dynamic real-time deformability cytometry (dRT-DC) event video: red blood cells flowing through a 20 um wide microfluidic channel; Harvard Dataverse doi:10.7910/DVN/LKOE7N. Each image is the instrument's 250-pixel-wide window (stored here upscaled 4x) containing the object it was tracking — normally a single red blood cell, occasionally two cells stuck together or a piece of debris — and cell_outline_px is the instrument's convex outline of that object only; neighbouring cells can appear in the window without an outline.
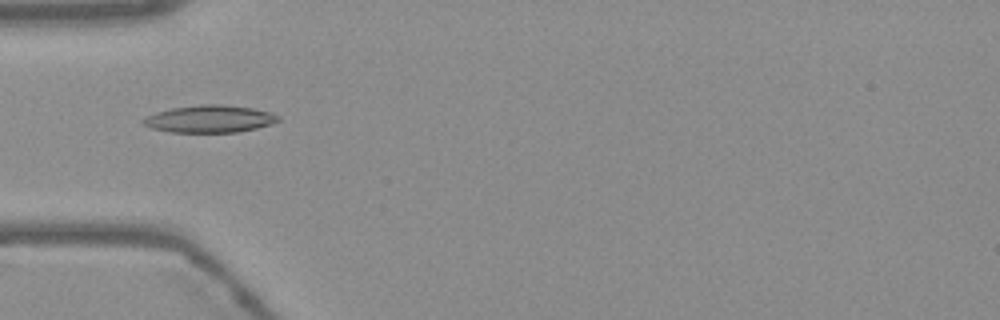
{"species": "Egyptian fruit bat (a non-hibernating species)", "species_latin": "Rousettus aegyptiacus", "temperature_condition": "warm", "stored_images_in_passage": 54, "camera_frame_rate_fps": 3000, "um_per_image_px": 0.085, "frame": {"image": 1, "passage_image": 17, "time_ms": 5.333, "image_size_px": [1000, 320], "cell_outline_px": [[280, 120], [272, 124], [256, 128], [236, 132], [168, 132], [152, 128], [144, 124], [140, 120], [156, 112], [172, 108], [200, 104], [220, 104], [252, 108], [268, 112], [280, 116]], "centroid_in_image_um": [17.82, 10.11], "position_along_channel_um": 67.2, "area_um2": 21.39}}
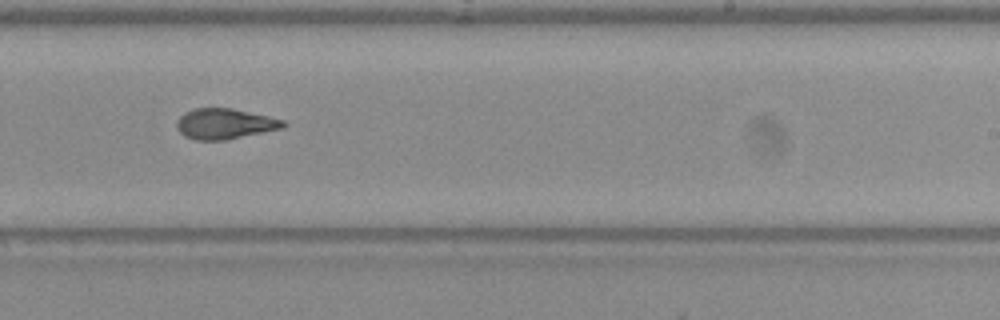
{"frame": {"image": 2, "passage_image": 33, "time_ms": 10.667, "image_size_px": [1000, 320], "cell_outline_px": [[288, 124], [284, 128], [224, 140], [196, 140], [184, 136], [176, 128], [176, 120], [184, 112], [192, 108], [232, 108], [268, 116], [284, 120]], "centroid_in_image_um": [19.09, 10.52], "position_along_channel_um": 269.9, "area_um2": 19.07}}
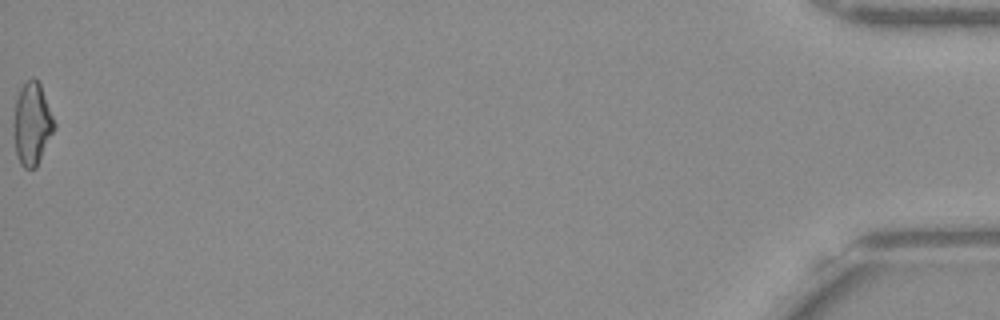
{"frame": {"image": 3, "passage_image": 54, "time_ms": 17.667, "image_size_px": [1000, 320], "cell_outline_px": [[56, 128], [36, 168], [24, 168], [20, 164], [16, 156], [12, 136], [12, 124], [16, 96], [20, 88], [32, 76], [40, 84], [56, 124]], "centroid_in_image_um": [2.69, 10.56], "position_along_channel_um": 432.5, "area_um2": 20.0}, "authors_computed_cell_mechanics": {"area_um2": 19.1896, "velocity_mm_per_s": 3.7837, "shape_relaxation_time_tau1_ms": null, "shape_relaxation_time_tau2_ms": 2.3604, "deformation_change_tau1": null, "deformation_change_tau2": 0.102}}